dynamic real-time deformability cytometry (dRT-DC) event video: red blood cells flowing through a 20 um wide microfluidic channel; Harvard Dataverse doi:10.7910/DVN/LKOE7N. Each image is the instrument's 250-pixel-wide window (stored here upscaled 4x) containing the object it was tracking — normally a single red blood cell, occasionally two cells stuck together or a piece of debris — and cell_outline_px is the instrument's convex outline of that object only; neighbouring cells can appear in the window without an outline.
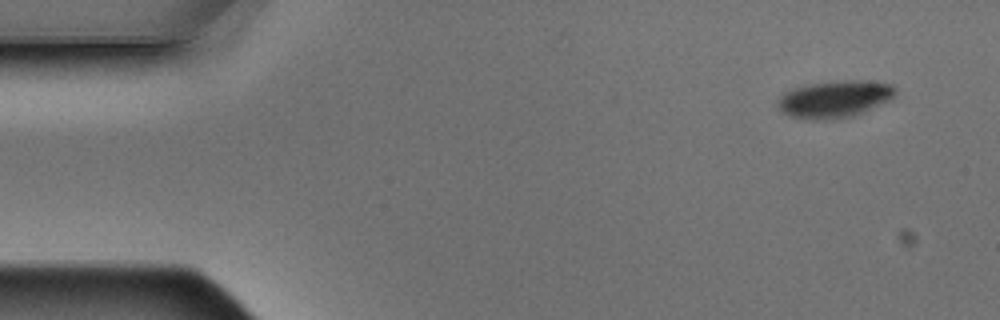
{"species": "Egyptian fruit bat (a non-hibernating species)", "species_latin": "Rousettus aegyptiacus", "temperature_condition": "warm", "stored_images_in_passage": 5, "segment_of_instrument_passage": [1, 2], "camera_frame_rate_fps": 3000, "um_per_image_px": 0.085, "animal": {"sex": "male"}, "frame": {"image": 1, "passage_image": 1, "time_ms": 0.0, "image_size_px": [1000, 320], "cell_outline_px": [[896, 92], [892, 100], [864, 112], [852, 116], [836, 120], [804, 120], [788, 116], [780, 112], [776, 108], [776, 100], [784, 92], [796, 88], [812, 84], [852, 80], [856, 80], [892, 84], [896, 88]], "centroid_in_image_um": [70.91, 8.47], "position_along_channel_um": 14.1, "area_um2": 25.78}}
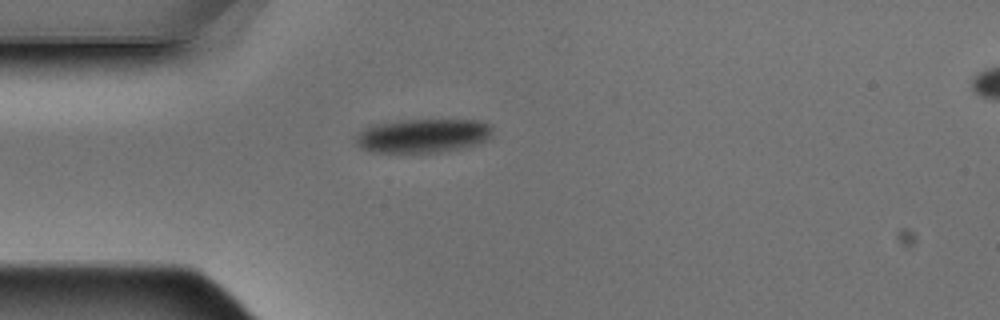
{"frame": {"image": 2, "passage_image": 4, "time_ms": 1.0, "image_size_px": [1000, 320], "cell_outline_px": [[492, 132], [484, 140], [476, 144], [464, 148], [440, 152], [372, 152], [360, 148], [356, 144], [356, 136], [364, 128], [372, 124], [400, 120], [480, 120], [488, 124], [492, 128]], "centroid_in_image_um": [35.91, 11.53], "position_along_channel_um": 49.1, "area_um2": 26.99}}